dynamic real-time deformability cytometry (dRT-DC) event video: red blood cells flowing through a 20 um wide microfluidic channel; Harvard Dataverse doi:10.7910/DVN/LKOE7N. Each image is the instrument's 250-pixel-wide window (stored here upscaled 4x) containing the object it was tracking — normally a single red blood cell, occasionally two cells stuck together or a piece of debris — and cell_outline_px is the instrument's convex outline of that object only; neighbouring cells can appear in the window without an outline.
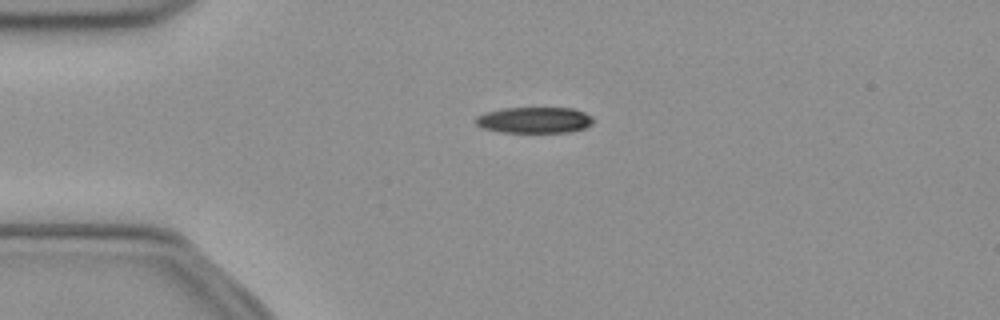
{"species": "common noctule bat (a hibernating species)", "species_latin": "Nyctalus noctula", "temperature_condition": "cold", "stored_images_in_passage": 41, "camera_frame_rate_fps": 3000, "um_per_image_px": 0.085, "animal": {"sex": "female", "body_mass_g": 21.9}, "frame": {"image": 1, "passage_image": 1, "time_ms": 0.0, "image_size_px": [1000, 320], "cell_outline_px": [[592, 124], [584, 128], [572, 132], [504, 132], [484, 128], [476, 124], [476, 116], [484, 112], [504, 108], [572, 108], [584, 112], [592, 116]], "centroid_in_image_um": [45.43, 10.2], "position_along_channel_um": 39.6, "area_um2": 17.8}}
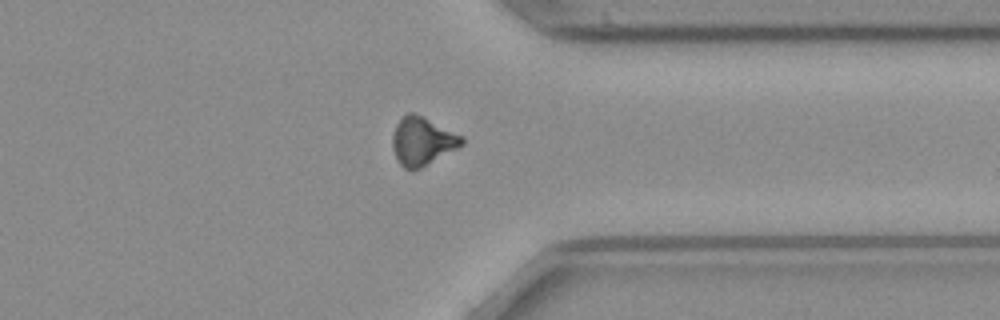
{"frame": {"image": 2, "passage_image": 29, "time_ms": 9.333, "image_size_px": [1000, 320], "cell_outline_px": [[464, 144], [420, 168], [412, 172], [404, 168], [396, 160], [392, 148], [392, 136], [396, 124], [408, 112], [412, 112], [424, 116], [464, 136]], "centroid_in_image_um": [35.88, 12.0], "position_along_channel_um": 375.5, "area_um2": 19.65}}
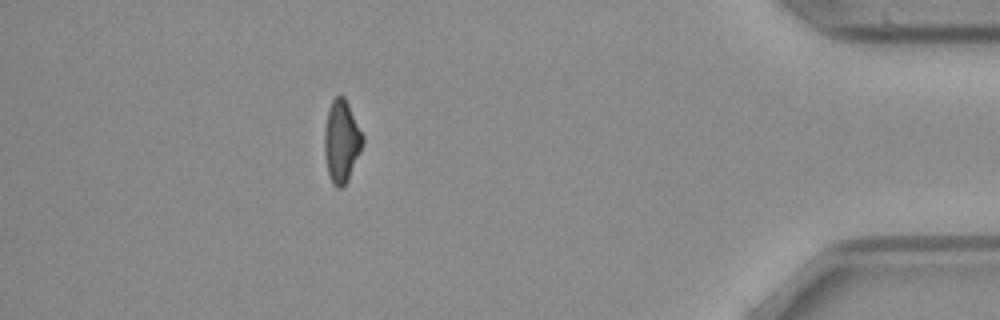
{"frame": {"image": 3, "passage_image": 35, "time_ms": 11.333, "image_size_px": [1000, 320], "cell_outline_px": [[364, 144], [348, 180], [344, 188], [336, 188], [332, 184], [328, 172], [324, 152], [324, 132], [328, 112], [332, 100], [336, 96], [344, 96], [364, 136]], "centroid_in_image_um": [29.04, 12.05], "position_along_channel_um": 406.2, "area_um2": 18.38}}